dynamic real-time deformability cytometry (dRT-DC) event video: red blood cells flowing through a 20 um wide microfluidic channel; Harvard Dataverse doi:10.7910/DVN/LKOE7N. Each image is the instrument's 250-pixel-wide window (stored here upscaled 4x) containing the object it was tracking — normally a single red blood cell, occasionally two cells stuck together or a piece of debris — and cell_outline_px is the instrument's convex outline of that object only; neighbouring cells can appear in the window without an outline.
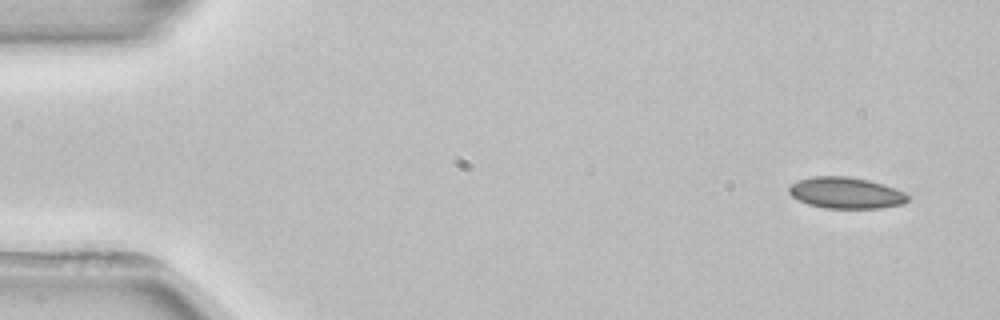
{"species": "common noctule bat (a hibernating species)", "species_latin": "Nyctalus noctula", "temperature_condition": "room temperature", "stored_images_in_passage": 3, "camera_frame_rate_fps": 3000, "um_per_image_px": 0.085, "animal": {"sex": "female", "body_mass_g": 22.7, "forearm_length_mm": 54.2}, "frame": {"image": 1, "passage_image": 1, "time_ms": 0.0, "image_size_px": [1000, 320], "cell_outline_px": [[908, 200], [904, 204], [880, 208], [824, 208], [808, 204], [792, 196], [788, 192], [788, 188], [796, 180], [812, 176], [848, 176], [868, 180], [884, 184], [904, 192], [908, 196]], "centroid_in_image_um": [71.89, 16.39], "position_along_channel_um": 13.1, "area_um2": 21.73}}